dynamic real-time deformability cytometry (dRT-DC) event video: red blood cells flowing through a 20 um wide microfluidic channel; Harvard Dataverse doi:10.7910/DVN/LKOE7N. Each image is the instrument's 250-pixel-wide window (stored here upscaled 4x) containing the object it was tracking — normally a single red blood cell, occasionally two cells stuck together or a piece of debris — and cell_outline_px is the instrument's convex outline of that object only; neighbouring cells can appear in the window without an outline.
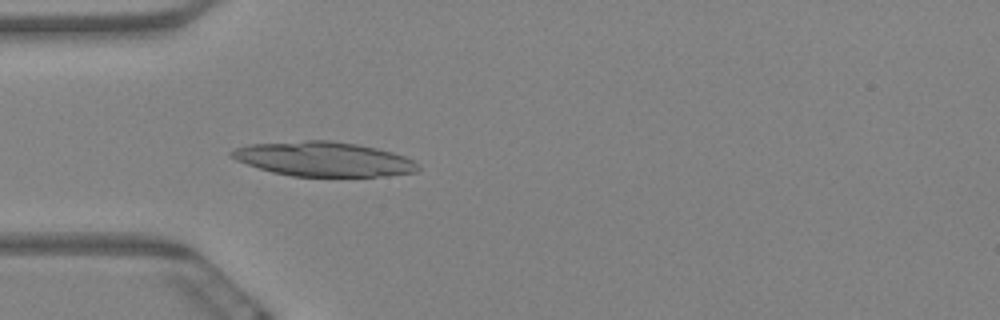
{"species": "Egyptian fruit bat (a non-hibernating species)", "species_latin": "Rousettus aegyptiacus", "temperature_condition": "warm", "stored_images_in_passage": 5, "camera_frame_rate_fps": 3000, "um_per_image_px": 0.085, "animal": {"sex": "female"}, "frame": {"image": 1, "passage_image": 5, "time_ms": 1.333, "image_size_px": [1000, 320], "cell_outline_px": [[420, 168], [416, 172], [388, 176], [292, 176], [272, 172], [236, 160], [228, 152], [236, 148], [252, 144], [304, 140], [332, 140], [356, 144], [376, 148], [392, 152], [404, 156], [420, 164]], "centroid_in_image_um": [27.54, 13.52], "position_along_channel_um": 57.5, "area_um2": 37.4}}